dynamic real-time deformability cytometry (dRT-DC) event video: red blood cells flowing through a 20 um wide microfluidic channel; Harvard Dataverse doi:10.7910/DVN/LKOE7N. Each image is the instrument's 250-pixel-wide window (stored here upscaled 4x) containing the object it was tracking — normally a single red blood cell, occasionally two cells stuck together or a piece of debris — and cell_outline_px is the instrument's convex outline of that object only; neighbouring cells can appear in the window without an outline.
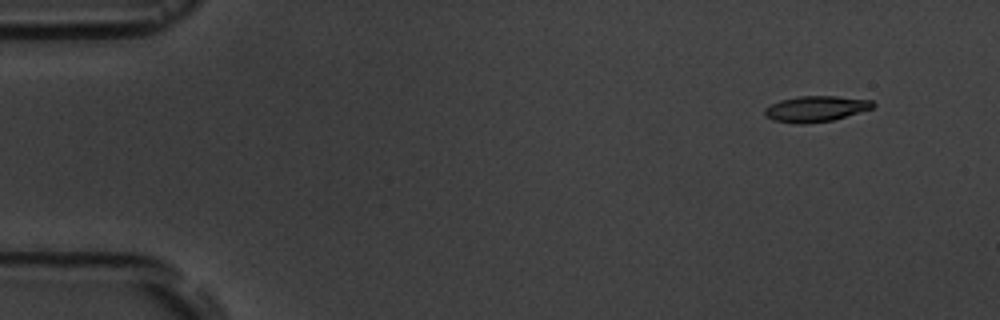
{"species": "common noctule bat (a hibernating species)", "species_latin": "Nyctalus noctula", "temperature_condition": "room temperature", "stored_images_in_passage": 4, "camera_frame_rate_fps": 3000, "um_per_image_px": 0.085, "animal": {"sex": "male", "body_mass_g": 19.5, "forearm_length_mm": 54.6}, "frame": {"image": 1, "passage_image": 1, "time_ms": 0.0, "image_size_px": [1000, 320], "cell_outline_px": [[876, 104], [872, 108], [832, 120], [804, 124], [800, 124], [772, 120], [764, 116], [764, 108], [780, 100], [800, 96], [836, 96], [872, 100]], "centroid_in_image_um": [69.31, 9.25], "position_along_channel_um": 15.7, "area_um2": 16.18}}
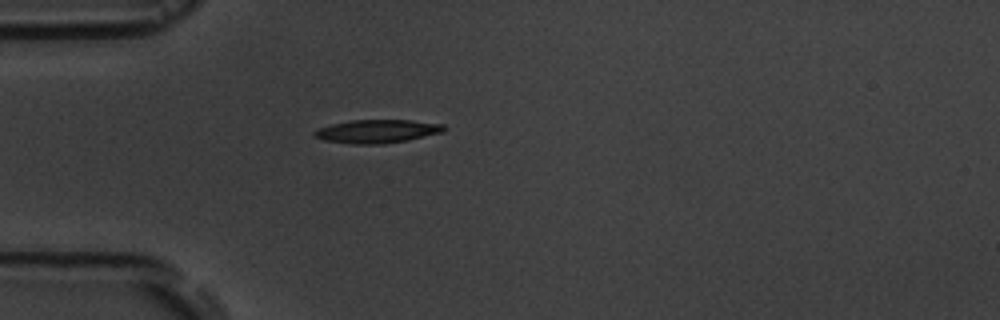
{"frame": {"image": 2, "passage_image": 4, "time_ms": 3.667, "image_size_px": [1000, 320], "cell_outline_px": [[444, 132], [408, 140], [384, 144], [356, 144], [324, 140], [312, 136], [312, 132], [320, 128], [332, 124], [352, 120], [408, 120], [444, 124]], "centroid_in_image_um": [32.06, 11.16], "position_along_channel_um": 52.9, "area_um2": 17.57}}